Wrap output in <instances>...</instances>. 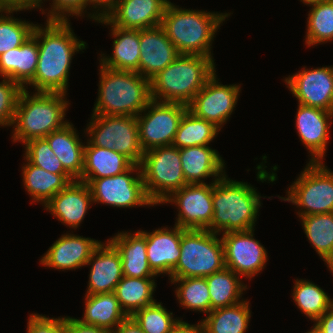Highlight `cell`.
<instances>
[{"mask_svg": "<svg viewBox=\"0 0 333 333\" xmlns=\"http://www.w3.org/2000/svg\"><path fill=\"white\" fill-rule=\"evenodd\" d=\"M213 183L187 184L173 192L164 203L178 206L175 225L184 229H206L211 232L213 217Z\"/></svg>", "mask_w": 333, "mask_h": 333, "instance_id": "13", "label": "cell"}, {"mask_svg": "<svg viewBox=\"0 0 333 333\" xmlns=\"http://www.w3.org/2000/svg\"><path fill=\"white\" fill-rule=\"evenodd\" d=\"M231 13H212L166 7L161 26L180 54L211 55L212 41L220 24Z\"/></svg>", "mask_w": 333, "mask_h": 333, "instance_id": "5", "label": "cell"}, {"mask_svg": "<svg viewBox=\"0 0 333 333\" xmlns=\"http://www.w3.org/2000/svg\"><path fill=\"white\" fill-rule=\"evenodd\" d=\"M84 318L82 324L113 331L128 316L120 307L114 292L85 295Z\"/></svg>", "mask_w": 333, "mask_h": 333, "instance_id": "29", "label": "cell"}, {"mask_svg": "<svg viewBox=\"0 0 333 333\" xmlns=\"http://www.w3.org/2000/svg\"><path fill=\"white\" fill-rule=\"evenodd\" d=\"M313 328L317 333H333V306L315 320Z\"/></svg>", "mask_w": 333, "mask_h": 333, "instance_id": "48", "label": "cell"}, {"mask_svg": "<svg viewBox=\"0 0 333 333\" xmlns=\"http://www.w3.org/2000/svg\"><path fill=\"white\" fill-rule=\"evenodd\" d=\"M301 2L305 3V5H311L315 3H320V2H329L333 0H300Z\"/></svg>", "mask_w": 333, "mask_h": 333, "instance_id": "52", "label": "cell"}, {"mask_svg": "<svg viewBox=\"0 0 333 333\" xmlns=\"http://www.w3.org/2000/svg\"><path fill=\"white\" fill-rule=\"evenodd\" d=\"M88 125L87 145L115 150L133 164H140L144 150L139 141L137 117L92 114Z\"/></svg>", "mask_w": 333, "mask_h": 333, "instance_id": "9", "label": "cell"}, {"mask_svg": "<svg viewBox=\"0 0 333 333\" xmlns=\"http://www.w3.org/2000/svg\"><path fill=\"white\" fill-rule=\"evenodd\" d=\"M216 76L215 72L206 81L188 105V110L196 117L212 122L221 129L237 104L240 86L220 84Z\"/></svg>", "mask_w": 333, "mask_h": 333, "instance_id": "15", "label": "cell"}, {"mask_svg": "<svg viewBox=\"0 0 333 333\" xmlns=\"http://www.w3.org/2000/svg\"><path fill=\"white\" fill-rule=\"evenodd\" d=\"M261 196L248 183L230 180L225 174L213 182L211 232H238L254 229Z\"/></svg>", "mask_w": 333, "mask_h": 333, "instance_id": "3", "label": "cell"}, {"mask_svg": "<svg viewBox=\"0 0 333 333\" xmlns=\"http://www.w3.org/2000/svg\"><path fill=\"white\" fill-rule=\"evenodd\" d=\"M293 299L299 310L312 321L318 319L323 313L333 306V299L311 281L295 280Z\"/></svg>", "mask_w": 333, "mask_h": 333, "instance_id": "37", "label": "cell"}, {"mask_svg": "<svg viewBox=\"0 0 333 333\" xmlns=\"http://www.w3.org/2000/svg\"><path fill=\"white\" fill-rule=\"evenodd\" d=\"M133 171H138L136 177L130 175ZM79 181L89 186L93 203H105L117 208L154 206L145 192L139 164H133L127 171L115 176L80 178Z\"/></svg>", "mask_w": 333, "mask_h": 333, "instance_id": "11", "label": "cell"}, {"mask_svg": "<svg viewBox=\"0 0 333 333\" xmlns=\"http://www.w3.org/2000/svg\"><path fill=\"white\" fill-rule=\"evenodd\" d=\"M187 109V105L151 99L142 111L144 116L141 113L137 116L139 141L144 152L172 145L182 116Z\"/></svg>", "mask_w": 333, "mask_h": 333, "instance_id": "12", "label": "cell"}, {"mask_svg": "<svg viewBox=\"0 0 333 333\" xmlns=\"http://www.w3.org/2000/svg\"><path fill=\"white\" fill-rule=\"evenodd\" d=\"M332 117L333 112L298 104L296 129L300 140L311 153L310 162H322L326 154Z\"/></svg>", "mask_w": 333, "mask_h": 333, "instance_id": "19", "label": "cell"}, {"mask_svg": "<svg viewBox=\"0 0 333 333\" xmlns=\"http://www.w3.org/2000/svg\"><path fill=\"white\" fill-rule=\"evenodd\" d=\"M171 283H180L176 288V297L186 309L204 312L211 311V300L206 278L190 277L170 279Z\"/></svg>", "mask_w": 333, "mask_h": 333, "instance_id": "38", "label": "cell"}, {"mask_svg": "<svg viewBox=\"0 0 333 333\" xmlns=\"http://www.w3.org/2000/svg\"><path fill=\"white\" fill-rule=\"evenodd\" d=\"M301 105L333 112V66L302 69L284 80Z\"/></svg>", "mask_w": 333, "mask_h": 333, "instance_id": "16", "label": "cell"}, {"mask_svg": "<svg viewBox=\"0 0 333 333\" xmlns=\"http://www.w3.org/2000/svg\"><path fill=\"white\" fill-rule=\"evenodd\" d=\"M300 218L308 240L326 263L333 257V212Z\"/></svg>", "mask_w": 333, "mask_h": 333, "instance_id": "36", "label": "cell"}, {"mask_svg": "<svg viewBox=\"0 0 333 333\" xmlns=\"http://www.w3.org/2000/svg\"><path fill=\"white\" fill-rule=\"evenodd\" d=\"M99 23L110 25L113 41L112 56H104L100 66L119 71L139 73L140 30L121 29L113 26L103 15L97 20Z\"/></svg>", "mask_w": 333, "mask_h": 333, "instance_id": "25", "label": "cell"}, {"mask_svg": "<svg viewBox=\"0 0 333 333\" xmlns=\"http://www.w3.org/2000/svg\"><path fill=\"white\" fill-rule=\"evenodd\" d=\"M156 286L154 278L123 276L114 293L122 310L131 317L137 310L156 303L152 296Z\"/></svg>", "mask_w": 333, "mask_h": 333, "instance_id": "32", "label": "cell"}, {"mask_svg": "<svg viewBox=\"0 0 333 333\" xmlns=\"http://www.w3.org/2000/svg\"><path fill=\"white\" fill-rule=\"evenodd\" d=\"M111 333H144L132 317H127Z\"/></svg>", "mask_w": 333, "mask_h": 333, "instance_id": "50", "label": "cell"}, {"mask_svg": "<svg viewBox=\"0 0 333 333\" xmlns=\"http://www.w3.org/2000/svg\"><path fill=\"white\" fill-rule=\"evenodd\" d=\"M108 241L121 256L124 276L133 278H154L157 276L149 266L146 237L140 231L134 234L120 232Z\"/></svg>", "mask_w": 333, "mask_h": 333, "instance_id": "26", "label": "cell"}, {"mask_svg": "<svg viewBox=\"0 0 333 333\" xmlns=\"http://www.w3.org/2000/svg\"><path fill=\"white\" fill-rule=\"evenodd\" d=\"M42 0H0L1 10H29L30 8H41Z\"/></svg>", "mask_w": 333, "mask_h": 333, "instance_id": "47", "label": "cell"}, {"mask_svg": "<svg viewBox=\"0 0 333 333\" xmlns=\"http://www.w3.org/2000/svg\"><path fill=\"white\" fill-rule=\"evenodd\" d=\"M306 333H317V332L315 331L314 328H312L310 331H308V332H306Z\"/></svg>", "mask_w": 333, "mask_h": 333, "instance_id": "55", "label": "cell"}, {"mask_svg": "<svg viewBox=\"0 0 333 333\" xmlns=\"http://www.w3.org/2000/svg\"><path fill=\"white\" fill-rule=\"evenodd\" d=\"M22 169L26 191L31 195L33 201L42 202L44 205L70 182L75 181L70 174L50 173L34 166L28 160Z\"/></svg>", "mask_w": 333, "mask_h": 333, "instance_id": "30", "label": "cell"}, {"mask_svg": "<svg viewBox=\"0 0 333 333\" xmlns=\"http://www.w3.org/2000/svg\"><path fill=\"white\" fill-rule=\"evenodd\" d=\"M92 265L86 294H103L115 291L123 278L122 260L117 249L109 242L101 243L87 262Z\"/></svg>", "mask_w": 333, "mask_h": 333, "instance_id": "21", "label": "cell"}, {"mask_svg": "<svg viewBox=\"0 0 333 333\" xmlns=\"http://www.w3.org/2000/svg\"><path fill=\"white\" fill-rule=\"evenodd\" d=\"M161 302L137 310L131 317L144 333H171L173 326L179 321L174 319Z\"/></svg>", "mask_w": 333, "mask_h": 333, "instance_id": "41", "label": "cell"}, {"mask_svg": "<svg viewBox=\"0 0 333 333\" xmlns=\"http://www.w3.org/2000/svg\"><path fill=\"white\" fill-rule=\"evenodd\" d=\"M133 163L124 155L93 145H85L81 178L111 177L127 171Z\"/></svg>", "mask_w": 333, "mask_h": 333, "instance_id": "31", "label": "cell"}, {"mask_svg": "<svg viewBox=\"0 0 333 333\" xmlns=\"http://www.w3.org/2000/svg\"><path fill=\"white\" fill-rule=\"evenodd\" d=\"M101 241L74 234H64L56 240L40 263L57 270H74L86 266Z\"/></svg>", "mask_w": 333, "mask_h": 333, "instance_id": "20", "label": "cell"}, {"mask_svg": "<svg viewBox=\"0 0 333 333\" xmlns=\"http://www.w3.org/2000/svg\"><path fill=\"white\" fill-rule=\"evenodd\" d=\"M166 7L174 6L169 0H160Z\"/></svg>", "mask_w": 333, "mask_h": 333, "instance_id": "54", "label": "cell"}, {"mask_svg": "<svg viewBox=\"0 0 333 333\" xmlns=\"http://www.w3.org/2000/svg\"><path fill=\"white\" fill-rule=\"evenodd\" d=\"M249 301L218 308L202 319L205 333H245L250 321Z\"/></svg>", "mask_w": 333, "mask_h": 333, "instance_id": "33", "label": "cell"}, {"mask_svg": "<svg viewBox=\"0 0 333 333\" xmlns=\"http://www.w3.org/2000/svg\"><path fill=\"white\" fill-rule=\"evenodd\" d=\"M214 73L212 58L180 54L150 80L151 99L188 106Z\"/></svg>", "mask_w": 333, "mask_h": 333, "instance_id": "2", "label": "cell"}, {"mask_svg": "<svg viewBox=\"0 0 333 333\" xmlns=\"http://www.w3.org/2000/svg\"><path fill=\"white\" fill-rule=\"evenodd\" d=\"M38 65L37 39L32 35L21 46L0 55V76L18 83L23 89L34 78Z\"/></svg>", "mask_w": 333, "mask_h": 333, "instance_id": "27", "label": "cell"}, {"mask_svg": "<svg viewBox=\"0 0 333 333\" xmlns=\"http://www.w3.org/2000/svg\"><path fill=\"white\" fill-rule=\"evenodd\" d=\"M180 158L187 184H205L201 179L210 176L218 181L225 175L224 160L208 145L181 148Z\"/></svg>", "mask_w": 333, "mask_h": 333, "instance_id": "24", "label": "cell"}, {"mask_svg": "<svg viewBox=\"0 0 333 333\" xmlns=\"http://www.w3.org/2000/svg\"><path fill=\"white\" fill-rule=\"evenodd\" d=\"M51 10L46 21H68L66 16H82L86 6L101 7L94 0H52ZM68 14V15H67Z\"/></svg>", "mask_w": 333, "mask_h": 333, "instance_id": "44", "label": "cell"}, {"mask_svg": "<svg viewBox=\"0 0 333 333\" xmlns=\"http://www.w3.org/2000/svg\"><path fill=\"white\" fill-rule=\"evenodd\" d=\"M23 88L9 78L0 82V125L12 126L17 101Z\"/></svg>", "mask_w": 333, "mask_h": 333, "instance_id": "43", "label": "cell"}, {"mask_svg": "<svg viewBox=\"0 0 333 333\" xmlns=\"http://www.w3.org/2000/svg\"><path fill=\"white\" fill-rule=\"evenodd\" d=\"M26 89L20 92L15 116L13 141L27 143L33 139L45 138L51 132L63 128L65 111L70 104L66 94L36 92L32 96Z\"/></svg>", "mask_w": 333, "mask_h": 333, "instance_id": "4", "label": "cell"}, {"mask_svg": "<svg viewBox=\"0 0 333 333\" xmlns=\"http://www.w3.org/2000/svg\"><path fill=\"white\" fill-rule=\"evenodd\" d=\"M171 333H205V330L202 321L196 325H190L179 319V321L173 326Z\"/></svg>", "mask_w": 333, "mask_h": 333, "instance_id": "49", "label": "cell"}, {"mask_svg": "<svg viewBox=\"0 0 333 333\" xmlns=\"http://www.w3.org/2000/svg\"><path fill=\"white\" fill-rule=\"evenodd\" d=\"M93 202L87 183L75 180L53 196L44 206L70 228H78Z\"/></svg>", "mask_w": 333, "mask_h": 333, "instance_id": "22", "label": "cell"}, {"mask_svg": "<svg viewBox=\"0 0 333 333\" xmlns=\"http://www.w3.org/2000/svg\"><path fill=\"white\" fill-rule=\"evenodd\" d=\"M66 332L67 333H111L91 325L82 324L77 318L66 317Z\"/></svg>", "mask_w": 333, "mask_h": 333, "instance_id": "46", "label": "cell"}, {"mask_svg": "<svg viewBox=\"0 0 333 333\" xmlns=\"http://www.w3.org/2000/svg\"><path fill=\"white\" fill-rule=\"evenodd\" d=\"M205 278L209 289L211 311L243 301L240 298L247 285H244L238 274L229 268L224 267Z\"/></svg>", "mask_w": 333, "mask_h": 333, "instance_id": "34", "label": "cell"}, {"mask_svg": "<svg viewBox=\"0 0 333 333\" xmlns=\"http://www.w3.org/2000/svg\"><path fill=\"white\" fill-rule=\"evenodd\" d=\"M102 9H101V13L94 12L92 15L89 14L88 16L90 17V19L92 18L93 20L97 21L104 13V10L114 1V0H94Z\"/></svg>", "mask_w": 333, "mask_h": 333, "instance_id": "51", "label": "cell"}, {"mask_svg": "<svg viewBox=\"0 0 333 333\" xmlns=\"http://www.w3.org/2000/svg\"><path fill=\"white\" fill-rule=\"evenodd\" d=\"M221 129L212 122L196 117L188 109L182 116L172 145L176 148L208 145Z\"/></svg>", "mask_w": 333, "mask_h": 333, "instance_id": "35", "label": "cell"}, {"mask_svg": "<svg viewBox=\"0 0 333 333\" xmlns=\"http://www.w3.org/2000/svg\"><path fill=\"white\" fill-rule=\"evenodd\" d=\"M1 12H4L6 16L2 15ZM13 12H17V10L0 11V55L21 46L32 36L36 25L9 16Z\"/></svg>", "mask_w": 333, "mask_h": 333, "instance_id": "40", "label": "cell"}, {"mask_svg": "<svg viewBox=\"0 0 333 333\" xmlns=\"http://www.w3.org/2000/svg\"><path fill=\"white\" fill-rule=\"evenodd\" d=\"M306 44L310 47L333 40V1L310 5Z\"/></svg>", "mask_w": 333, "mask_h": 333, "instance_id": "39", "label": "cell"}, {"mask_svg": "<svg viewBox=\"0 0 333 333\" xmlns=\"http://www.w3.org/2000/svg\"><path fill=\"white\" fill-rule=\"evenodd\" d=\"M287 198L301 208L300 216L333 212V172L322 162H310L288 189Z\"/></svg>", "mask_w": 333, "mask_h": 333, "instance_id": "10", "label": "cell"}, {"mask_svg": "<svg viewBox=\"0 0 333 333\" xmlns=\"http://www.w3.org/2000/svg\"><path fill=\"white\" fill-rule=\"evenodd\" d=\"M146 237L147 259L150 268L156 275L172 274L181 254L182 228H160L153 232L140 231Z\"/></svg>", "mask_w": 333, "mask_h": 333, "instance_id": "23", "label": "cell"}, {"mask_svg": "<svg viewBox=\"0 0 333 333\" xmlns=\"http://www.w3.org/2000/svg\"><path fill=\"white\" fill-rule=\"evenodd\" d=\"M27 333H67L66 317L49 318L40 314H30Z\"/></svg>", "mask_w": 333, "mask_h": 333, "instance_id": "45", "label": "cell"}, {"mask_svg": "<svg viewBox=\"0 0 333 333\" xmlns=\"http://www.w3.org/2000/svg\"><path fill=\"white\" fill-rule=\"evenodd\" d=\"M139 165L145 192L154 205L162 204L173 192L187 185L180 149L173 145L144 152Z\"/></svg>", "mask_w": 333, "mask_h": 333, "instance_id": "8", "label": "cell"}, {"mask_svg": "<svg viewBox=\"0 0 333 333\" xmlns=\"http://www.w3.org/2000/svg\"><path fill=\"white\" fill-rule=\"evenodd\" d=\"M139 49V74L149 81L180 55L161 25L140 30Z\"/></svg>", "mask_w": 333, "mask_h": 333, "instance_id": "18", "label": "cell"}, {"mask_svg": "<svg viewBox=\"0 0 333 333\" xmlns=\"http://www.w3.org/2000/svg\"><path fill=\"white\" fill-rule=\"evenodd\" d=\"M327 267L330 269V271L333 273V257L326 262Z\"/></svg>", "mask_w": 333, "mask_h": 333, "instance_id": "53", "label": "cell"}, {"mask_svg": "<svg viewBox=\"0 0 333 333\" xmlns=\"http://www.w3.org/2000/svg\"><path fill=\"white\" fill-rule=\"evenodd\" d=\"M25 158L34 166L42 168L50 173L69 174L63 167L60 160L51 150L45 138L33 139L24 144Z\"/></svg>", "mask_w": 333, "mask_h": 333, "instance_id": "42", "label": "cell"}, {"mask_svg": "<svg viewBox=\"0 0 333 333\" xmlns=\"http://www.w3.org/2000/svg\"><path fill=\"white\" fill-rule=\"evenodd\" d=\"M218 233L206 229H184L181 254L170 279L207 277L225 267L224 248Z\"/></svg>", "mask_w": 333, "mask_h": 333, "instance_id": "7", "label": "cell"}, {"mask_svg": "<svg viewBox=\"0 0 333 333\" xmlns=\"http://www.w3.org/2000/svg\"><path fill=\"white\" fill-rule=\"evenodd\" d=\"M46 22L44 28L36 24L33 30L38 44V65L28 84L37 92L66 94L72 57L85 49L86 42L77 39L69 21Z\"/></svg>", "mask_w": 333, "mask_h": 333, "instance_id": "1", "label": "cell"}, {"mask_svg": "<svg viewBox=\"0 0 333 333\" xmlns=\"http://www.w3.org/2000/svg\"><path fill=\"white\" fill-rule=\"evenodd\" d=\"M254 230L222 234L225 267L239 276L252 278L264 269L267 251L254 239Z\"/></svg>", "mask_w": 333, "mask_h": 333, "instance_id": "14", "label": "cell"}, {"mask_svg": "<svg viewBox=\"0 0 333 333\" xmlns=\"http://www.w3.org/2000/svg\"><path fill=\"white\" fill-rule=\"evenodd\" d=\"M165 9L160 0H114L103 16L118 28L141 30L161 25Z\"/></svg>", "mask_w": 333, "mask_h": 333, "instance_id": "17", "label": "cell"}, {"mask_svg": "<svg viewBox=\"0 0 333 333\" xmlns=\"http://www.w3.org/2000/svg\"><path fill=\"white\" fill-rule=\"evenodd\" d=\"M45 139L64 169L75 180H79L84 168L85 145L80 141L73 124L69 122L63 128L51 132Z\"/></svg>", "mask_w": 333, "mask_h": 333, "instance_id": "28", "label": "cell"}, {"mask_svg": "<svg viewBox=\"0 0 333 333\" xmlns=\"http://www.w3.org/2000/svg\"><path fill=\"white\" fill-rule=\"evenodd\" d=\"M98 99L93 114L137 117L151 100L150 81L138 72L100 67Z\"/></svg>", "mask_w": 333, "mask_h": 333, "instance_id": "6", "label": "cell"}]
</instances>
